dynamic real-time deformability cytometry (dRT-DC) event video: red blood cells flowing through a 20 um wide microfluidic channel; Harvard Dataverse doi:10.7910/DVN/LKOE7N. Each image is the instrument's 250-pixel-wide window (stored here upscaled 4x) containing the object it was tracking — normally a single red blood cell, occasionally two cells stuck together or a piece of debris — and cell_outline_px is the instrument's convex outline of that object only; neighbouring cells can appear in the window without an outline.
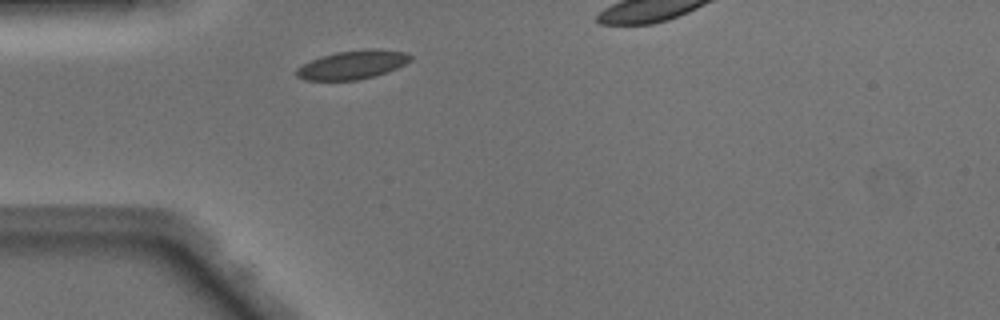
{"species": "Egyptian fruit bat (a non-hibernating species)", "species_latin": "Rousettus aegyptiacus", "temperature_condition": "warm", "stored_images_in_passage": 30, "camera_frame_rate_fps": 3000, "um_per_image_px": 0.085, "animal": {"sex": "male"}, "frame": {"image": 1, "passage_image": 1, "time_ms": 0.0, "image_size_px": [1000, 320], "cell_outline_px": [[412, 60], [396, 68], [376, 76], [356, 80], [304, 80], [296, 76], [296, 68], [320, 56], [336, 52], [368, 48], [376, 48], [408, 52], [412, 56]], "centroid_in_image_um": [29.99, 5.49], "position_along_channel_um": 55.0, "area_um2": 19.19}}
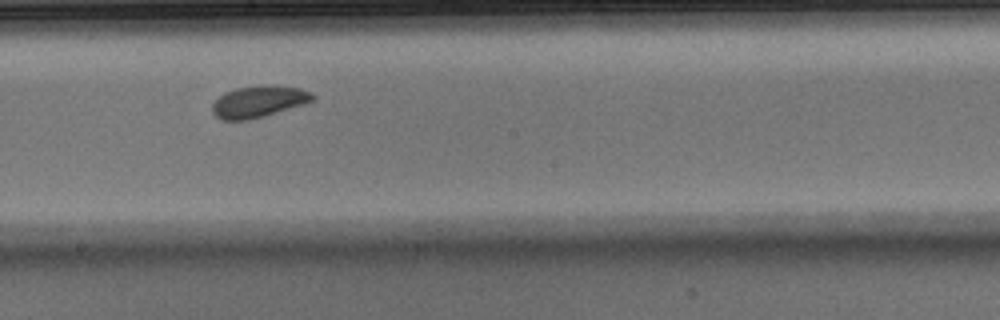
{"frame": {"image": 2, "passage_image": 14, "time_ms": 4.333, "image_size_px": [1000, 320], "cell_outline_px": [[316, 96], [312, 100], [304, 104], [264, 116], [248, 120], [224, 120], [216, 116], [212, 112], [212, 104], [224, 92], [236, 88], [272, 84], [300, 88], [312, 92]], "centroid_in_image_um": [22.0, 8.62], "position_along_channel_um": 226.2, "area_um2": 18.5}}
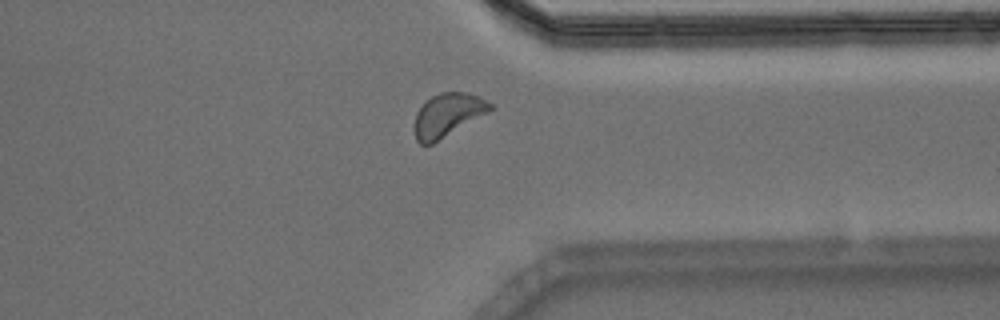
{"frame": {"image": 3, "passage_image": 25, "time_ms": 8.0, "image_size_px": [1000, 320], "cell_outline_px": [[492, 108], [488, 112], [432, 144], [420, 144], [416, 140], [412, 128], [416, 112], [424, 100], [440, 92], [468, 92], [492, 104]], "centroid_in_image_um": [37.97, 9.78], "position_along_channel_um": 373.4, "area_um2": 19.13}}